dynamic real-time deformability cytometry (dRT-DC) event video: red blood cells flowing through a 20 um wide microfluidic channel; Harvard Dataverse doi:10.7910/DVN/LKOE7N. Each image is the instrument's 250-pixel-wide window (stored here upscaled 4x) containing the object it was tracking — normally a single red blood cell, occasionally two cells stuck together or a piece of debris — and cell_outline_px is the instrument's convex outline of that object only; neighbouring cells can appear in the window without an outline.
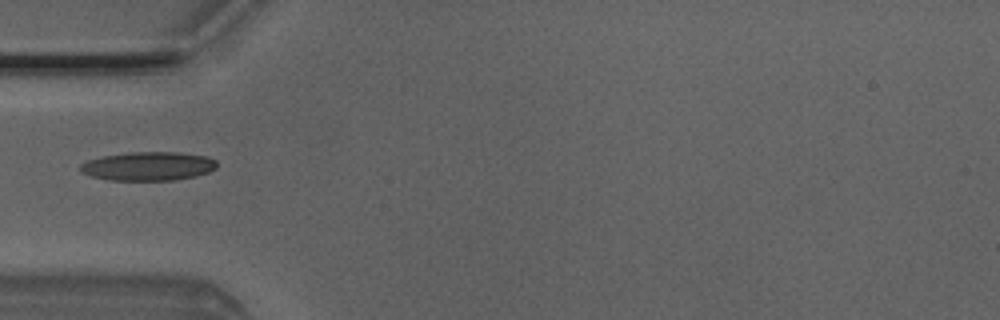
{"species": "Egyptian fruit bat (a non-hibernating species)", "species_latin": "Rousettus aegyptiacus", "temperature_condition": "room temperature", "stored_images_in_passage": 3, "camera_frame_rate_fps": 3000, "um_per_image_px": 0.085, "animal": {"sex": "male"}, "frame": {"image": 1, "passage_image": 3, "time_ms": 0.667, "image_size_px": [1000, 320], "cell_outline_px": [[216, 168], [208, 172], [196, 176], [176, 180], [112, 180], [92, 176], [80, 172], [80, 164], [88, 160], [100, 156], [128, 152], [180, 152], [208, 156], [216, 160]], "centroid_in_image_um": [12.61, 14.11], "position_along_channel_um": 72.4, "area_um2": 23.06}}